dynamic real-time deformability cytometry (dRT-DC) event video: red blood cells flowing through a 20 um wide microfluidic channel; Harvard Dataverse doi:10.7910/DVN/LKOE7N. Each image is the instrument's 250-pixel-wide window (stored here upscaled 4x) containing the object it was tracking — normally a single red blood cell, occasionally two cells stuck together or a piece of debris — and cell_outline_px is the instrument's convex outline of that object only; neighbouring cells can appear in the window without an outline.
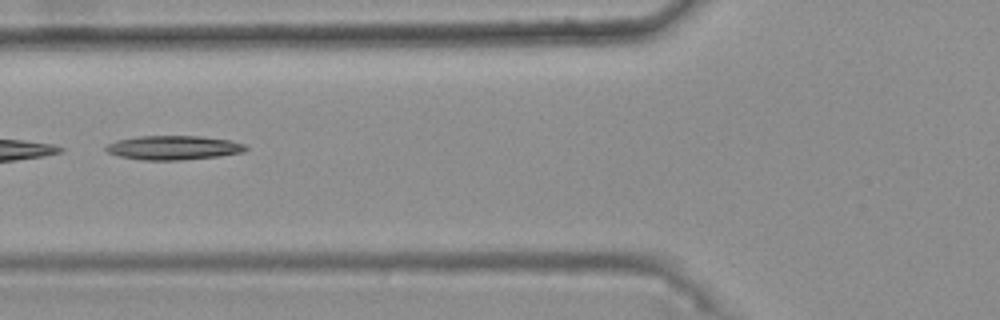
{"species": "common noctule bat (a hibernating species)", "species_latin": "Nyctalus noctula", "temperature_condition": "warm", "stored_images_in_passage": 6, "camera_frame_rate_fps": 3000, "um_per_image_px": 0.085, "animal": {"sex": "female", "body_mass_g": 25.1}, "frame": {"image": 1, "passage_image": 4, "time_ms": 1.0, "image_size_px": [1000, 320], "cell_outline_px": [[248, 148], [244, 152], [220, 156], [180, 160], [144, 160], [120, 156], [108, 152], [104, 148], [108, 144], [116, 140], [140, 136], [200, 136], [232, 140], [244, 144]], "centroid_in_image_um": [14.78, 12.55], "position_along_channel_um": 111.0, "area_um2": 19.65}}